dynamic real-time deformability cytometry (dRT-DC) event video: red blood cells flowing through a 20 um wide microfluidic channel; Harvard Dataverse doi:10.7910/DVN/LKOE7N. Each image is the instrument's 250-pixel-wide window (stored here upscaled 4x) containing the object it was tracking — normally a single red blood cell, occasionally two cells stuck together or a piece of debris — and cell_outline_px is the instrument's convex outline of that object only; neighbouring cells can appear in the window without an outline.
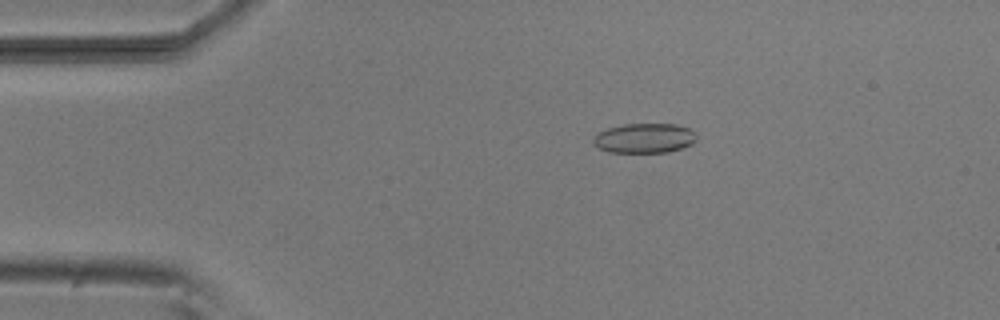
{"species": "common noctule bat (a hibernating species)", "species_latin": "Nyctalus noctula", "temperature_condition": "room temperature", "stored_images_in_passage": 53, "camera_frame_rate_fps": 3000, "um_per_image_px": 0.085, "animal": {"sex": "male", "body_mass_g": 20.5, "forearm_length_mm": 52.5}, "frame": {"image": 1, "passage_image": 10, "time_ms": 3.0, "image_size_px": [1000, 320], "cell_outline_px": [[696, 140], [692, 144], [684, 148], [668, 152], [608, 152], [600, 148], [592, 140], [600, 132], [608, 128], [624, 124], [676, 124], [688, 128], [696, 136]], "centroid_in_image_um": [54.81, 11.75], "position_along_channel_um": 30.2, "area_um2": 17.69}}
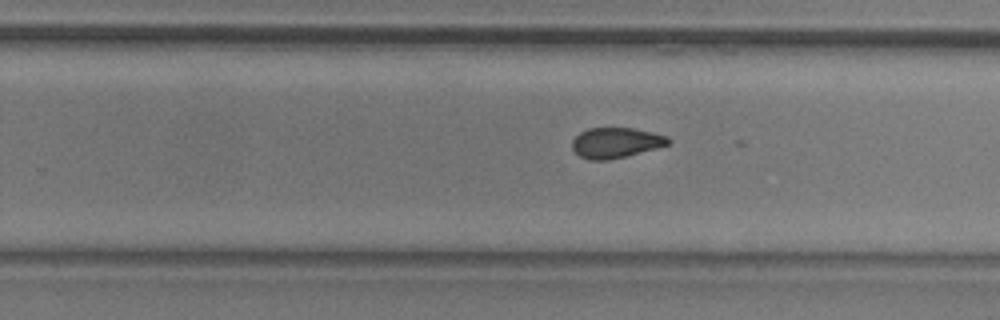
{"frame": {"image": 2, "passage_image": 33, "time_ms": 10.667, "image_size_px": [1000, 320], "cell_outline_px": [[672, 144], [608, 160], [588, 160], [580, 156], [572, 148], [572, 140], [580, 132], [588, 128], [632, 128], [652, 132], [668, 136], [672, 140]], "centroid_in_image_um": [52.36, 12.12], "position_along_channel_um": 277.4, "area_um2": 16.99}}
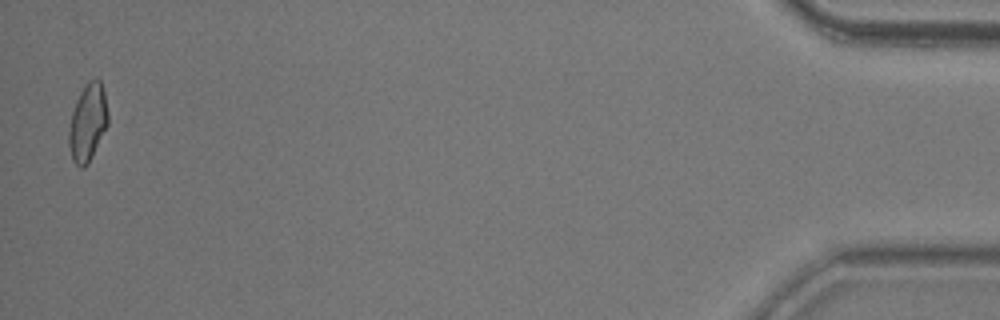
{"frame": {"image": 3, "passage_image": 52, "time_ms": 17.0, "image_size_px": [1000, 320], "cell_outline_px": [[108, 124], [88, 164], [84, 168], [80, 168], [72, 160], [68, 144], [68, 132], [72, 112], [76, 100], [80, 92], [88, 80], [100, 80], [104, 92], [108, 112]], "centroid_in_image_um": [7.44, 10.44], "position_along_channel_um": 427.8, "area_um2": 17.63}}